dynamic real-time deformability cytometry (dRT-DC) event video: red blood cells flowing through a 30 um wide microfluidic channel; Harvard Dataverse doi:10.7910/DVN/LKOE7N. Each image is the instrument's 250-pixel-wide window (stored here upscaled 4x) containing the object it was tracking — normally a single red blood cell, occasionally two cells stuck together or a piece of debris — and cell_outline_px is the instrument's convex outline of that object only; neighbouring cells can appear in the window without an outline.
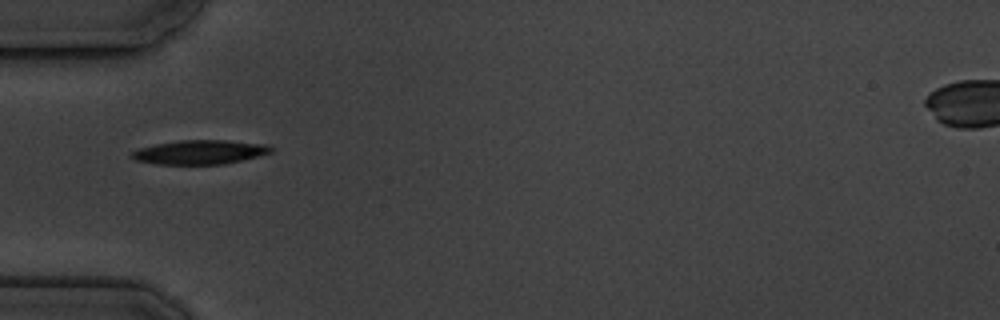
{"species": "common noctule bat (a hibernating species)", "species_latin": "Nyctalus noctula", "temperature_condition": "cold", "stored_images_in_passage": 4, "camera_frame_rate_fps": 3000, "um_per_image_px": 0.085, "animal": {"sex": "male", "body_mass_g": 19.5, "forearm_length_mm": 54.6}, "frame": {"image": 1, "passage_image": 1, "time_ms": 0.0, "image_size_px": [1000, 320], "cell_outline_px": [[276, 148], [272, 152], [224, 164], [156, 164], [136, 160], [128, 156], [128, 152], [140, 148], [156, 144], [180, 140], [224, 140], [268, 144]], "centroid_in_image_um": [16.97, 12.92], "position_along_channel_um": 68.0, "area_um2": 19.65}}
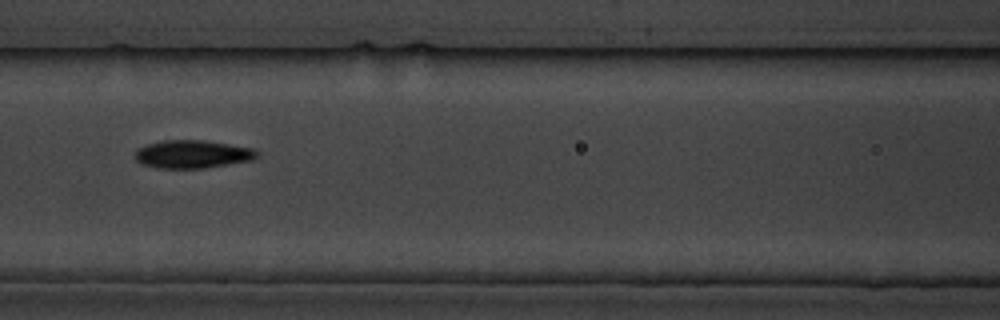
{"frame": {"image": 2, "passage_image": 3, "time_ms": 2.333, "image_size_px": [1000, 320], "cell_outline_px": [[260, 156], [252, 160], [204, 168], [156, 168], [144, 164], [136, 160], [136, 148], [148, 144], [164, 140], [204, 140], [256, 148], [260, 152]], "centroid_in_image_um": [16.42, 13.1], "position_along_channel_um": 150.2, "area_um2": 20.06}}
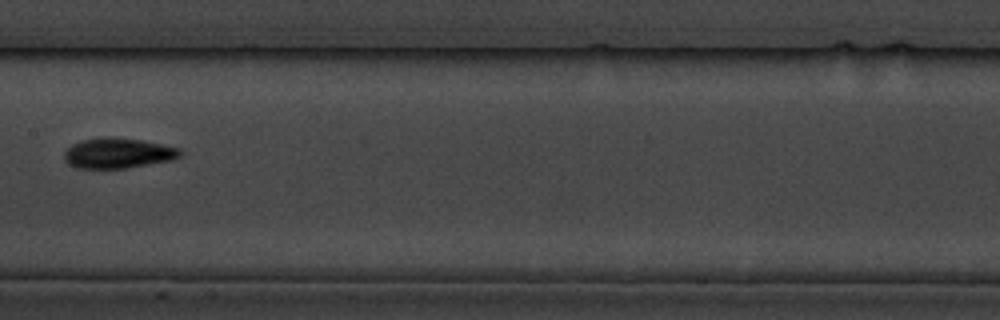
{"frame": {"image": 3, "passage_image": 4, "time_ms": 3.667, "image_size_px": [1000, 320], "cell_outline_px": [[184, 152], [180, 156], [172, 160], [128, 168], [80, 168], [68, 164], [64, 160], [64, 152], [72, 144], [80, 140], [140, 140], [180, 148]], "centroid_in_image_um": [10.06, 13.07], "position_along_channel_um": 197.3, "area_um2": 19.65}}